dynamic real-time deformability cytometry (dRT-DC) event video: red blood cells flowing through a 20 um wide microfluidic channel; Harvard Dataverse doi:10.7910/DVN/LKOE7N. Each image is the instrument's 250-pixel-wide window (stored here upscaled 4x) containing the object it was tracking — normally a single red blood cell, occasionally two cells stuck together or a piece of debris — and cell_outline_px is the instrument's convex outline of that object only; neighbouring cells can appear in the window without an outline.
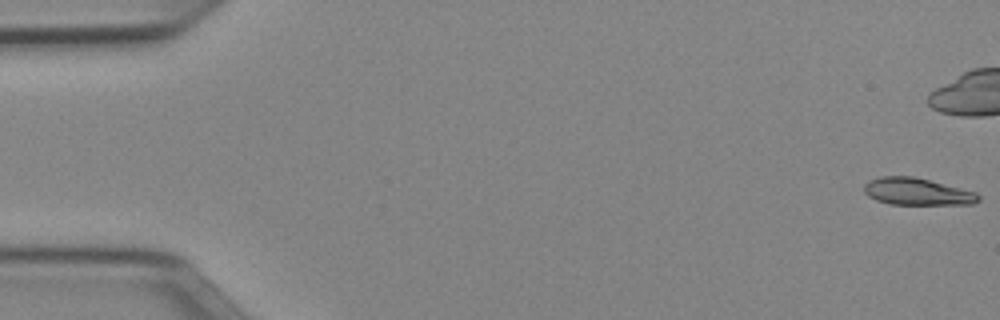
{"species": "Egyptian fruit bat (a non-hibernating species)", "species_latin": "Rousettus aegyptiacus", "temperature_condition": "cold", "stored_images_in_passage": 52, "camera_frame_rate_fps": 3000, "um_per_image_px": 0.085, "animal": {"sex": "female"}, "frame": {"image": 1, "passage_image": 1, "time_ms": 0.0, "image_size_px": [1000, 320], "cell_outline_px": [[980, 200], [972, 204], [888, 204], [876, 200], [868, 196], [864, 192], [864, 184], [868, 180], [880, 176], [912, 176], [976, 192], [980, 196]], "centroid_in_image_um": [77.91, 16.29], "position_along_channel_um": 7.1, "area_um2": 17.98}}
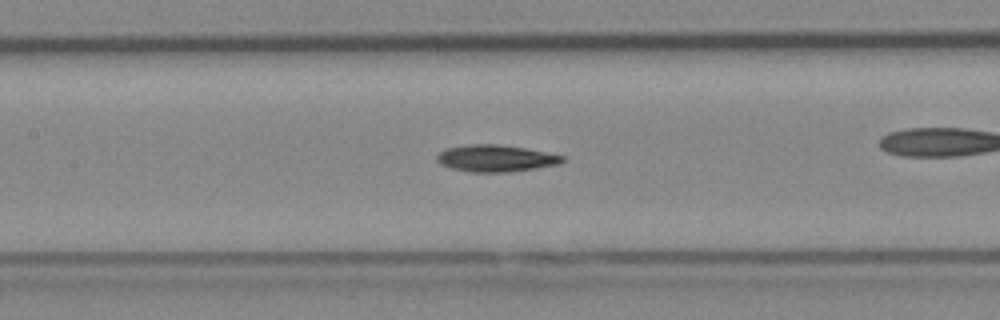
{"frame": {"image": 2, "passage_image": 24, "time_ms": 7.667, "image_size_px": [1000, 320], "cell_outline_px": [[564, 160], [560, 164], [512, 172], [472, 172], [452, 168], [440, 164], [436, 160], [436, 156], [444, 148], [468, 144], [500, 144], [524, 148], [564, 156]], "centroid_in_image_um": [42.11, 13.45], "position_along_channel_um": 165.3, "area_um2": 19.65}}
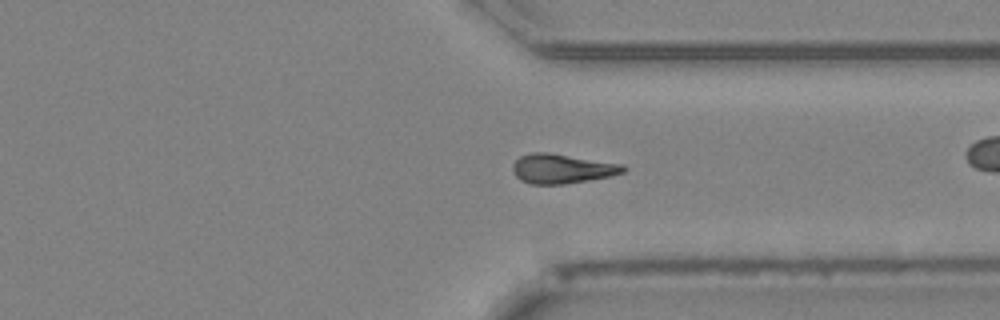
{"frame": {"image": 3, "passage_image": 39, "time_ms": 12.667, "image_size_px": [1000, 320], "cell_outline_px": [[628, 168], [624, 172], [612, 176], [564, 184], [528, 184], [520, 180], [516, 176], [512, 168], [512, 164], [520, 156], [532, 152], [548, 152], [624, 164]], "centroid_in_image_um": [47.78, 14.33], "position_along_channel_um": 363.6, "area_um2": 19.19}, "authors_computed_cell_mechanics": {"area_um2": 18.496, "velocity_mm_per_s": 3.9612, "shape_relaxation_time_tau1_ms": 3.4741, "shape_relaxation_time_tau2_ms": null, "deformation_change_tau1": 0.1203, "deformation_change_tau2": null}}